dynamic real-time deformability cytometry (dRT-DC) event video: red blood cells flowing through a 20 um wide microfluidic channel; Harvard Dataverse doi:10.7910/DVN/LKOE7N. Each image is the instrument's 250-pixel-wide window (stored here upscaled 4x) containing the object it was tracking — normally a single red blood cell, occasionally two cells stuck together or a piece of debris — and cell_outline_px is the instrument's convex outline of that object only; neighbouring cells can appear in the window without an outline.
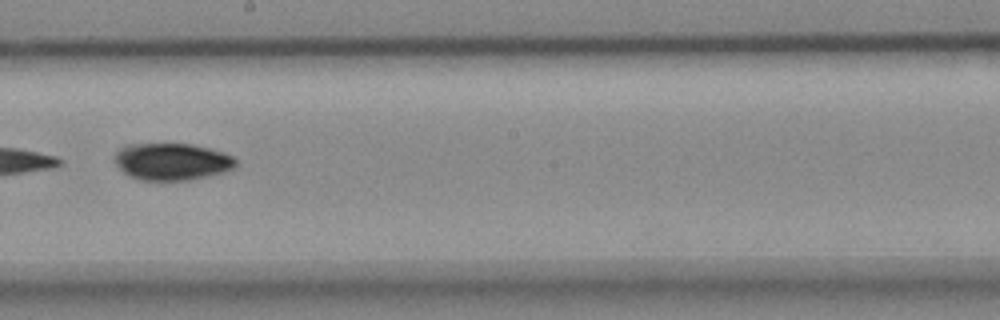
{"species": "common noctule bat (a hibernating species)", "species_latin": "Nyctalus noctula", "temperature_condition": "cold", "stored_images_in_passage": 9, "camera_frame_rate_fps": 3000, "um_per_image_px": 0.085, "animal": {"sex": "female", "body_mass_g": 18.4}, "frame": {"image": 1, "passage_image": 7, "time_ms": 2.0, "image_size_px": [1000, 320], "cell_outline_px": [[236, 164], [232, 168], [224, 172], [208, 176], [188, 180], [140, 180], [128, 176], [116, 164], [116, 152], [124, 144], [192, 144], [224, 152], [232, 156], [236, 160]], "centroid_in_image_um": [14.6, 13.73], "position_along_channel_um": 233.6, "area_um2": 26.07}}
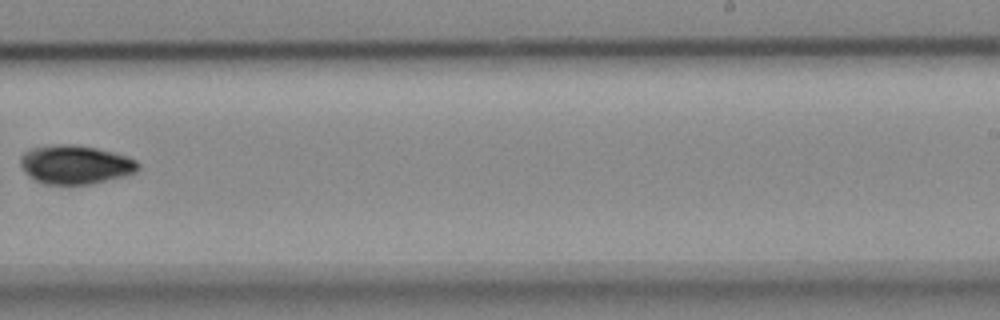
{"frame": {"image": 2, "passage_image": 8, "time_ms": 2.333, "image_size_px": [1000, 320], "cell_outline_px": [[140, 168], [136, 172], [124, 176], [92, 184], [44, 184], [36, 180], [24, 172], [20, 168], [20, 156], [28, 148], [52, 144], [76, 144], [96, 148], [128, 156], [136, 160], [140, 164]], "centroid_in_image_um": [6.38, 13.98], "position_along_channel_um": 282.6, "area_um2": 26.99}}
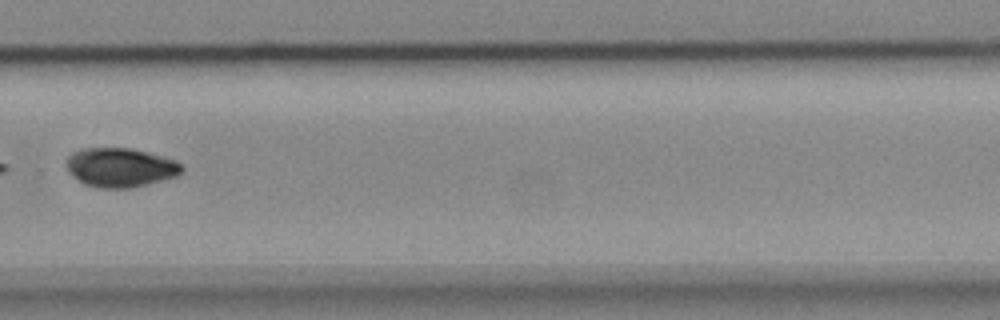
{"frame": {"image": 3, "passage_image": 9, "time_ms": 2.667, "image_size_px": [1000, 320], "cell_outline_px": [[184, 168], [176, 176], [132, 188], [100, 188], [84, 184], [72, 176], [68, 172], [64, 164], [68, 156], [72, 152], [80, 148], [132, 148], [164, 156], [176, 160]], "centroid_in_image_um": [10.18, 14.22], "position_along_channel_um": 319.6, "area_um2": 26.59}}